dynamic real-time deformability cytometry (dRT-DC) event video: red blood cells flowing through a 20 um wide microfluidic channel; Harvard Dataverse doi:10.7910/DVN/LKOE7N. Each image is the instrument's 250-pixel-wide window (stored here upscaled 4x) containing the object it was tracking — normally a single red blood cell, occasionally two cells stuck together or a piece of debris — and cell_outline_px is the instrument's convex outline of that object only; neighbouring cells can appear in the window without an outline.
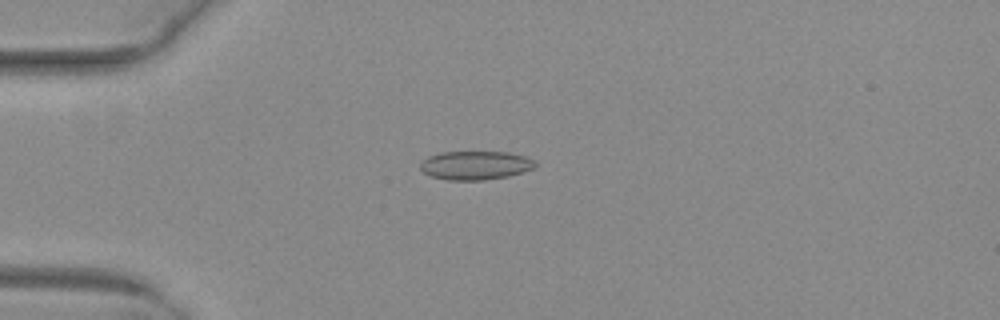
{"species": "common noctule bat (a hibernating species)", "species_latin": "Nyctalus noctula", "temperature_condition": "warm", "stored_images_in_passage": 51, "camera_frame_rate_fps": 3000, "um_per_image_px": 0.085, "animal": {"sex": "female", "body_mass_g": 29.2, "forearm_length_mm": 56.3}, "frame": {"image": 1, "passage_image": 13, "time_ms": 4.0, "image_size_px": [1000, 320], "cell_outline_px": [[536, 168], [524, 172], [508, 176], [484, 180], [448, 180], [432, 176], [424, 172], [420, 168], [420, 164], [428, 156], [444, 152], [508, 152], [524, 156], [536, 160]], "centroid_in_image_um": [40.46, 14.05], "position_along_channel_um": 44.5, "area_um2": 19.25}}
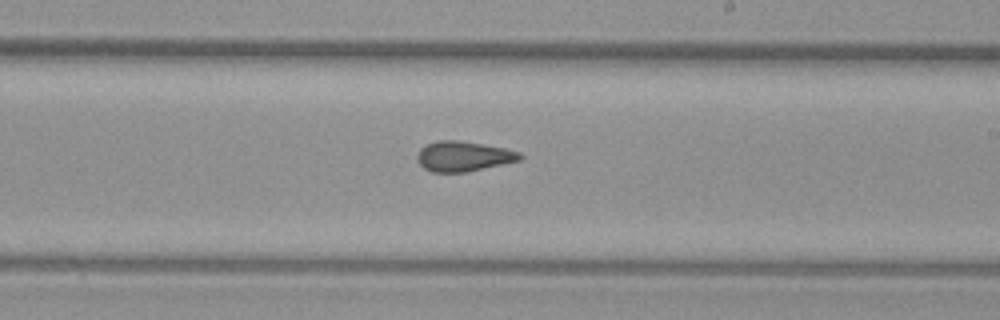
{"frame": {"image": 2, "passage_image": 30, "time_ms": 9.667, "image_size_px": [1000, 320], "cell_outline_px": [[524, 156], [520, 160], [468, 172], [432, 172], [424, 168], [416, 160], [416, 156], [420, 148], [436, 140], [460, 140], [504, 148], [520, 152]], "centroid_in_image_um": [39.38, 13.28], "position_along_channel_um": 249.6, "area_um2": 18.09}}
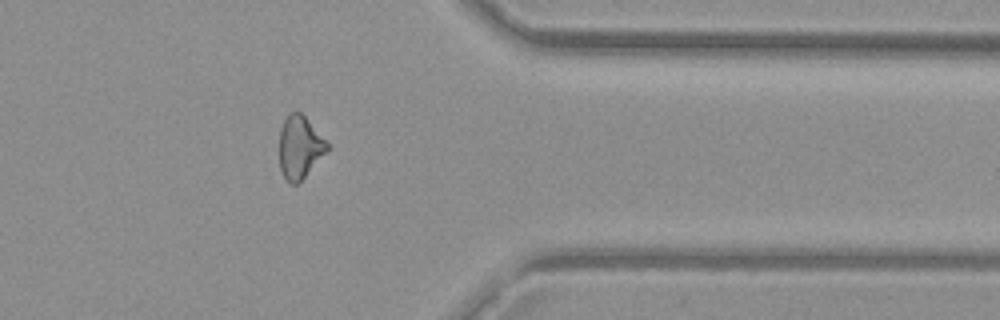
{"frame": {"image": 3, "passage_image": 41, "time_ms": 13.333, "image_size_px": [1000, 320], "cell_outline_px": [[328, 152], [296, 184], [288, 184], [280, 168], [280, 128], [288, 112], [300, 112], [304, 116], [328, 144]], "centroid_in_image_um": [25.46, 12.52], "position_along_channel_um": 385.9, "area_um2": 17.17}, "authors_computed_cell_mechanics": {"area_um2": 18.3804, "velocity_mm_per_s": 4.0582, "shape_relaxation_time_tau1_ms": null, "shape_relaxation_time_tau2_ms": 1.6563, "deformation_change_tau1": null, "deformation_change_tau2": 0.0649}}